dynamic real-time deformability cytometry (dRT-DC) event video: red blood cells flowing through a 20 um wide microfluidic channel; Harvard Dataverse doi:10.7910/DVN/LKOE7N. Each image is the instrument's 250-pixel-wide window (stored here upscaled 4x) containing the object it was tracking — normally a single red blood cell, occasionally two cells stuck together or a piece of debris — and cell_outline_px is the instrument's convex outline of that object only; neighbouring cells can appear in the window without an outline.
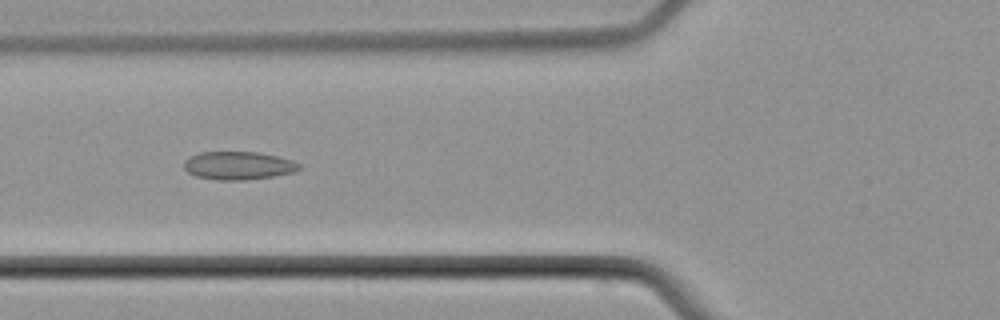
{"species": "common noctule bat (a hibernating species)", "species_latin": "Nyctalus noctula", "temperature_condition": "cold", "stored_images_in_passage": 6, "camera_frame_rate_fps": 3000, "um_per_image_px": 0.085, "animal": {"sex": "male", "body_mass_g": 21.5, "forearm_length_mm": 52.0}, "frame": {"image": 1, "passage_image": 5, "time_ms": 5.333, "image_size_px": [1000, 320], "cell_outline_px": [[300, 168], [292, 172], [272, 176], [248, 180], [216, 180], [196, 176], [188, 172], [184, 168], [184, 160], [200, 152], [256, 152], [276, 156], [292, 160], [300, 164]], "centroid_in_image_um": [20.23, 14.08], "position_along_channel_um": 105.6, "area_um2": 18.73}}
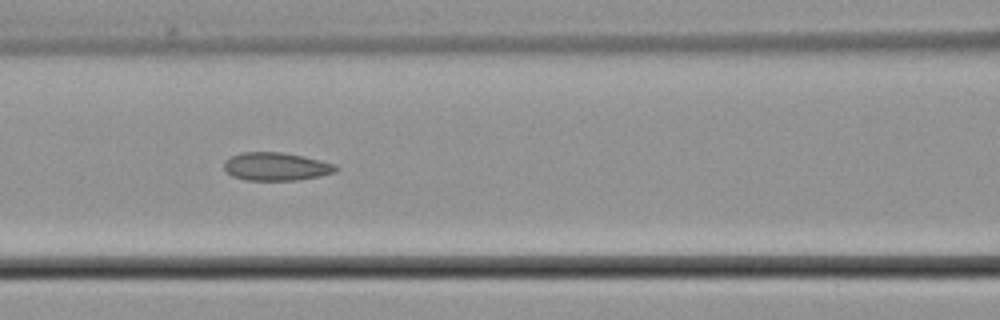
{"frame": {"image": 2, "passage_image": 6, "time_ms": 6.333, "image_size_px": [1000, 320], "cell_outline_px": [[340, 168], [336, 172], [320, 176], [296, 180], [244, 180], [232, 176], [224, 168], [224, 160], [240, 152], [280, 152], [304, 156], [336, 164]], "centroid_in_image_um": [23.49, 14.15], "position_along_channel_um": 143.1, "area_um2": 18.44}}